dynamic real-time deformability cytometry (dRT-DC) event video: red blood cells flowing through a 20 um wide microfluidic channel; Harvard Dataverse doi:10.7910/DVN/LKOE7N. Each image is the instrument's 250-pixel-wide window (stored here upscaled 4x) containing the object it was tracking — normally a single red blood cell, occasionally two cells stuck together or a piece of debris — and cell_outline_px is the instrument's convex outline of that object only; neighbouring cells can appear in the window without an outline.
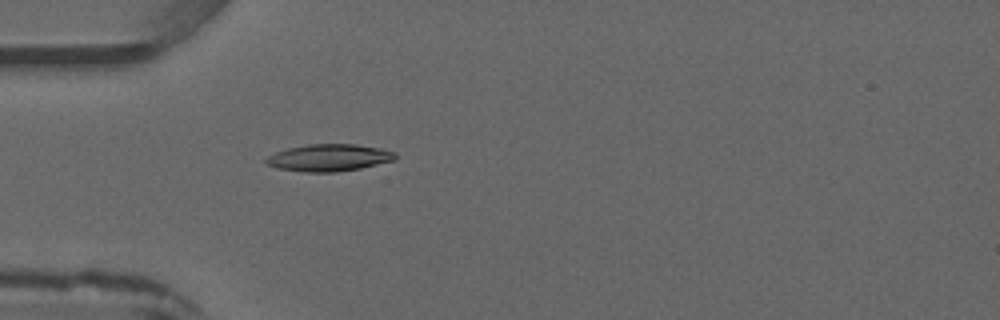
{"species": "common noctule bat (a hibernating species)", "species_latin": "Nyctalus noctula", "temperature_condition": "warm", "stored_images_in_passage": 4, "camera_frame_rate_fps": 3000, "um_per_image_px": 0.085, "animal": {"sex": "male", "forearm_length_mm": 52.5}, "frame": {"image": 1, "passage_image": 4, "time_ms": 4.333, "image_size_px": [1000, 320], "cell_outline_px": [[396, 160], [360, 168], [336, 172], [304, 172], [276, 168], [268, 164], [264, 160], [268, 156], [276, 152], [288, 148], [308, 144], [356, 144], [380, 148], [396, 152]], "centroid_in_image_um": [27.98, 13.4], "position_along_channel_um": 57.0, "area_um2": 20.4}}